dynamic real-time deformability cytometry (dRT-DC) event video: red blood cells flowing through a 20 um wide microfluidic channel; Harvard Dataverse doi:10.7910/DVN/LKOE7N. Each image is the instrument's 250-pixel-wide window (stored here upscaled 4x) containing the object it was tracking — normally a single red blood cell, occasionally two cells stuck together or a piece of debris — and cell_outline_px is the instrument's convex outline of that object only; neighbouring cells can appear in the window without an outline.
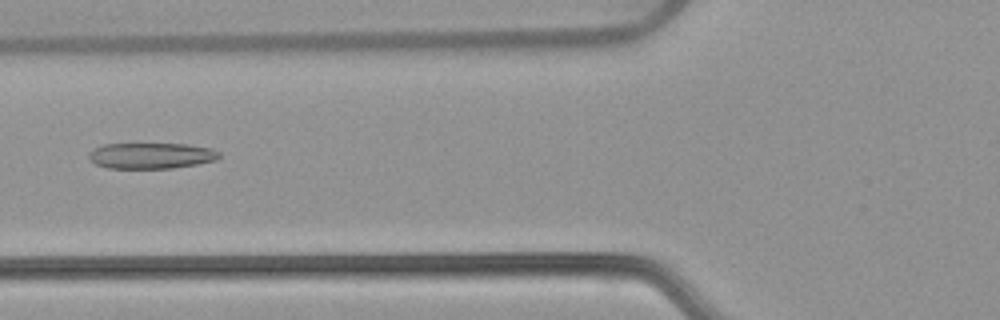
{"species": "common noctule bat (a hibernating species)", "species_latin": "Nyctalus noctula", "temperature_condition": "warm", "stored_images_in_passage": 53, "camera_frame_rate_fps": 3000, "um_per_image_px": 0.085, "animal": {"sex": "female", "body_mass_g": 22.7, "forearm_length_mm": 54.2}, "frame": {"image": 1, "passage_image": 21, "time_ms": 6.667, "image_size_px": [1000, 320], "cell_outline_px": [[220, 156], [216, 160], [196, 164], [172, 168], [108, 168], [96, 164], [88, 156], [88, 152], [104, 144], [188, 144], [212, 148], [220, 152]], "centroid_in_image_um": [12.88, 13.23], "position_along_channel_um": 112.9, "area_um2": 19.59}}
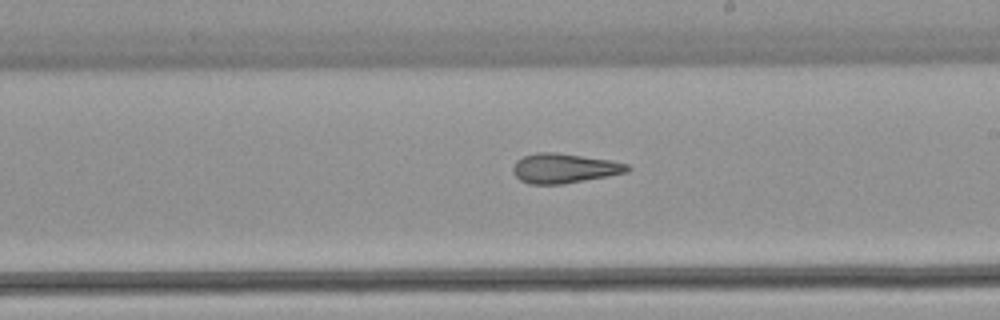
{"frame": {"image": 2, "passage_image": 31, "time_ms": 10.0, "image_size_px": [1000, 320], "cell_outline_px": [[632, 168], [628, 172], [608, 176], [560, 184], [528, 184], [520, 180], [512, 172], [512, 168], [516, 160], [524, 156], [536, 152], [556, 152], [612, 160], [628, 164]], "centroid_in_image_um": [47.96, 14.29], "position_along_channel_um": 241.0, "area_um2": 19.88}}
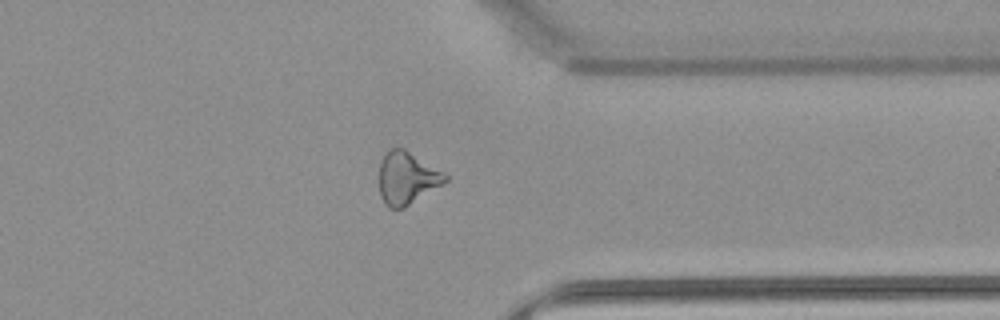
{"frame": {"image": 3, "passage_image": 42, "time_ms": 13.667, "image_size_px": [1000, 320], "cell_outline_px": [[448, 180], [404, 208], [388, 208], [384, 204], [380, 196], [380, 160], [384, 152], [388, 148], [404, 148], [448, 176]], "centroid_in_image_um": [34.54, 15.13], "position_along_channel_um": 376.9, "area_um2": 20.0}, "authors_computed_cell_mechanics": {"area_um2": 21.675, "velocity_mm_per_s": 3.842, "shape_relaxation_time_tau1_ms": null, "shape_relaxation_time_tau2_ms": 2.4769, "deformation_change_tau1": null, "deformation_change_tau2": 0.127}}